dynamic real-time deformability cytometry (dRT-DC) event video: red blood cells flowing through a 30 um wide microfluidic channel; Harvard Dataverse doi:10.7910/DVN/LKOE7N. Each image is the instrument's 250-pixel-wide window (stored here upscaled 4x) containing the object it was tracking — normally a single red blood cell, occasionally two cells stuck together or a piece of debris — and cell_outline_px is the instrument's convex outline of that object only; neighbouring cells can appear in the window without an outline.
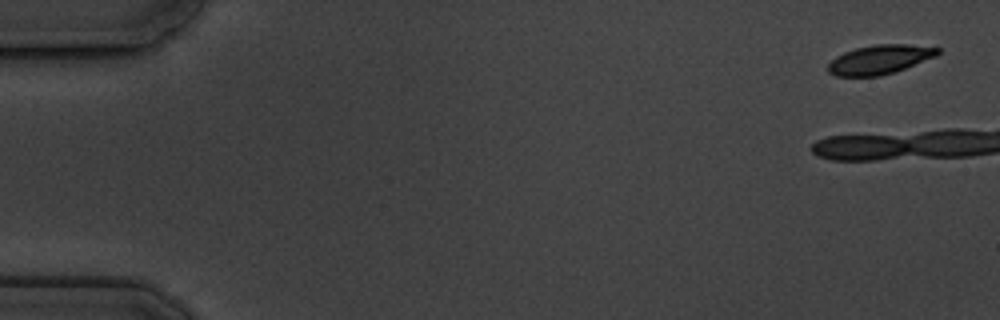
{"species": "common noctule bat (a hibernating species)", "species_latin": "Nyctalus noctula", "temperature_condition": "cold", "stored_images_in_passage": 5, "camera_frame_rate_fps": 3000, "um_per_image_px": 0.085, "animal": {"sex": "male", "body_mass_g": 19.5, "forearm_length_mm": 54.6}, "frame": {"image": 1, "passage_image": 1, "time_ms": 0.0, "image_size_px": [1000, 320], "cell_outline_px": [[940, 52], [936, 56], [904, 68], [880, 76], [836, 76], [828, 72], [828, 64], [836, 56], [844, 52], [856, 48], [876, 44], [908, 44], [940, 48]], "centroid_in_image_um": [74.76, 5.05], "position_along_channel_um": 10.2, "area_um2": 18.44}}